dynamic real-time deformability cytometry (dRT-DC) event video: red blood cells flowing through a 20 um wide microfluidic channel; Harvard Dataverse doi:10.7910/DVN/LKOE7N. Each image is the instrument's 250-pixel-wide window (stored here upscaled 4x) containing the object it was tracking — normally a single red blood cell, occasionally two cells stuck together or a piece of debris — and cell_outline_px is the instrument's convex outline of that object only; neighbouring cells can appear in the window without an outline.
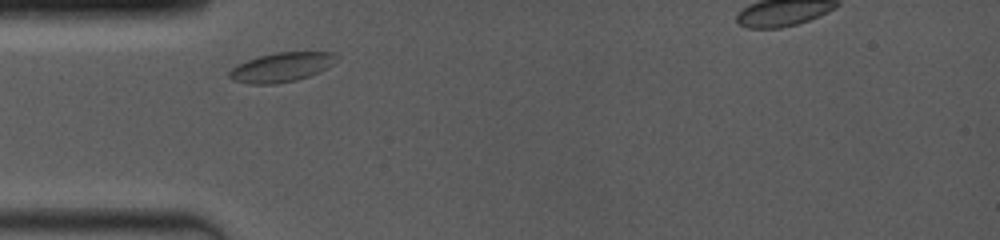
{"species": "common noctule bat (a hibernating species)", "species_latin": "Nyctalus noctula", "temperature_condition": "room temperature", "stored_images_in_passage": 30, "camera_frame_rate_fps": 4000, "um_per_image_px": 0.085, "animal": {"sex": "female", "body_mass_g": 19.0, "forearm_length_mm": 53.3}, "frame": {"image": 1, "passage_image": 1, "time_ms": 0.0, "image_size_px": [1000, 240], "cell_outline_px": [[336, 56], [332, 64], [328, 68], [320, 72], [296, 80], [276, 84], [248, 84], [232, 80], [228, 76], [228, 72], [236, 64], [260, 56], [276, 52], [336, 52]], "centroid_in_image_um": [23.89, 5.72], "position_along_channel_um": 61.1, "area_um2": 18.32}}
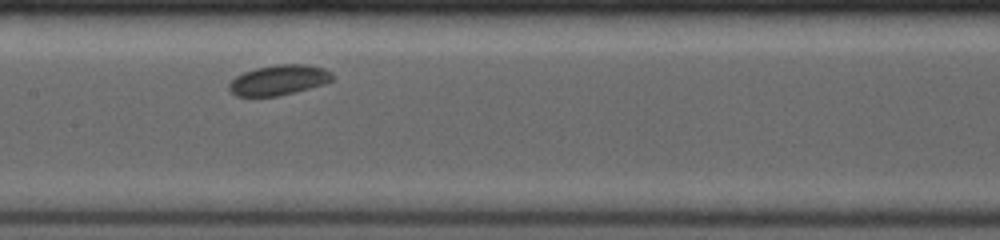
{"frame": {"image": 2, "passage_image": 13, "time_ms": 3.25, "image_size_px": [1000, 240], "cell_outline_px": [[332, 80], [324, 84], [296, 92], [276, 96], [236, 96], [228, 88], [228, 84], [236, 76], [244, 72], [256, 68], [280, 64], [304, 64], [324, 68], [332, 72]], "centroid_in_image_um": [23.7, 6.8], "position_along_channel_um": 183.7, "area_um2": 18.09}}
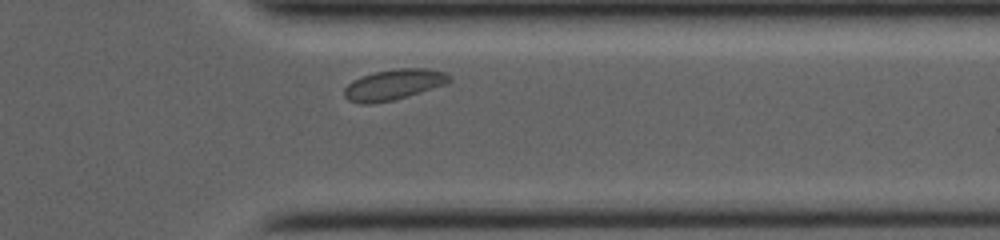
{"frame": {"image": 3, "passage_image": 26, "time_ms": 8.25, "image_size_px": [1000, 240], "cell_outline_px": [[452, 80], [444, 84], [408, 96], [392, 100], [372, 104], [360, 104], [348, 100], [344, 96], [344, 88], [352, 80], [360, 76], [372, 72], [400, 68], [428, 68], [444, 72], [452, 76]], "centroid_in_image_um": [33.43, 7.18], "position_along_channel_um": 378.0, "area_um2": 18.84}, "authors_computed_cell_mechanics": {"area_um2": 18.1781, "velocity_mm_per_s": 3.8534, "shape_relaxation_time_tau1_ms": 0.6297, "shape_relaxation_time_tau2_ms": null, "deformation_change_tau1": 0.0367, "deformation_change_tau2": null}}